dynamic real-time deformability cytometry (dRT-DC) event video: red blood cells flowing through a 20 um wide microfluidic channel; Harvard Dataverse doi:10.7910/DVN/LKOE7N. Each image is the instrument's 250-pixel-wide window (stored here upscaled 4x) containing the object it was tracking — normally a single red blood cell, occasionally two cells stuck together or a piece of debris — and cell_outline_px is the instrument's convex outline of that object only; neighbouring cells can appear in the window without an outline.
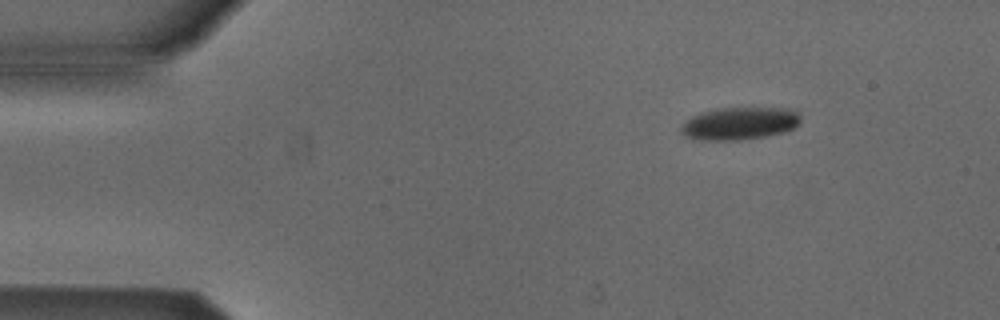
{"species": "Egyptian fruit bat (a non-hibernating species)", "species_latin": "Rousettus aegyptiacus", "temperature_condition": "cold", "stored_images_in_passage": 4, "camera_frame_rate_fps": 3000, "um_per_image_px": 0.085, "animal": {"sex": "male"}, "frame": {"image": 1, "passage_image": 2, "time_ms": 0.333, "image_size_px": [1000, 320], "cell_outline_px": [[800, 124], [784, 132], [764, 136], [736, 140], [700, 140], [684, 136], [680, 132], [680, 128], [692, 116], [704, 112], [720, 108], [792, 108], [800, 116]], "centroid_in_image_um": [62.88, 10.49], "position_along_channel_um": 22.1, "area_um2": 22.48}}